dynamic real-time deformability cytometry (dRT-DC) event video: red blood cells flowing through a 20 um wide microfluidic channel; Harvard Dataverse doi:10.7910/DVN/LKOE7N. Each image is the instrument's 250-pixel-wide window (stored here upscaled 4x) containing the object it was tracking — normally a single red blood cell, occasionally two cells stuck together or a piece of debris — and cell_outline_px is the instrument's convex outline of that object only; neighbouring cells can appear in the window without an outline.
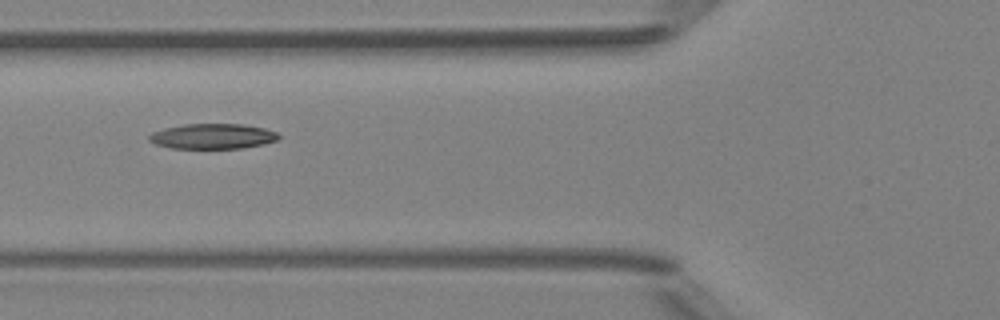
{"species": "Egyptian fruit bat (a non-hibernating species)", "species_latin": "Rousettus aegyptiacus", "temperature_condition": "room temperature", "stored_images_in_passage": 2, "camera_frame_rate_fps": 3000, "um_per_image_px": 0.085, "animal": {"sex": "female"}, "frame": {"image": 1, "passage_image": 2, "time_ms": 1.0, "image_size_px": [1000, 320], "cell_outline_px": [[280, 136], [276, 140], [264, 144], [240, 148], [172, 148], [156, 144], [148, 140], [148, 136], [152, 132], [164, 128], [184, 124], [244, 124], [264, 128], [276, 132]], "centroid_in_image_um": [18.06, 11.58], "position_along_channel_um": 107.7, "area_um2": 18.96}}